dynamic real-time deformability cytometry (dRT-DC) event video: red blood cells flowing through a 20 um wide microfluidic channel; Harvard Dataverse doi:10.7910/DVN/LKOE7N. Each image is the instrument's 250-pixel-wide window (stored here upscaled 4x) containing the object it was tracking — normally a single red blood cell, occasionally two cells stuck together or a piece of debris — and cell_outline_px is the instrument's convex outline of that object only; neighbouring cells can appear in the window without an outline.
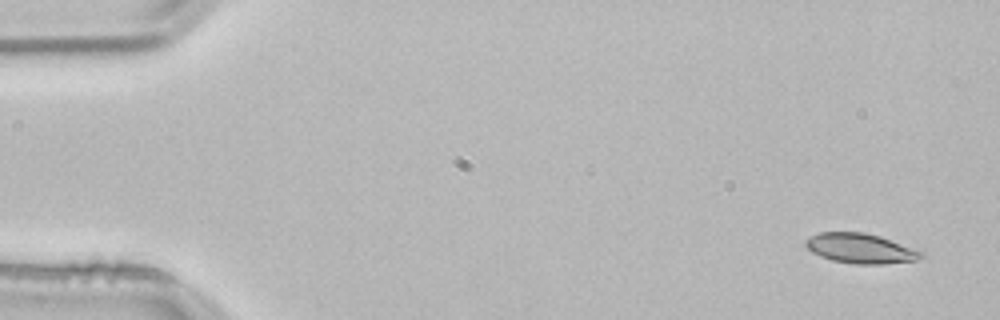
{"species": "common noctule bat (a hibernating species)", "species_latin": "Nyctalus noctula", "temperature_condition": "room temperature", "stored_images_in_passage": 51, "camera_frame_rate_fps": 3000, "um_per_image_px": 0.085, "animal": {"sex": "male", "body_mass_g": 21.5, "forearm_length_mm": 52.0}, "frame": {"image": 1, "passage_image": 1, "time_ms": 0.0, "image_size_px": [1000, 320], "cell_outline_px": [[924, 256], [916, 260], [884, 264], [856, 264], [832, 260], [820, 256], [812, 252], [804, 244], [804, 240], [808, 236], [820, 232], [864, 232], [880, 236], [924, 252]], "centroid_in_image_um": [73.11, 21.11], "position_along_channel_um": 11.9, "area_um2": 20.17}}
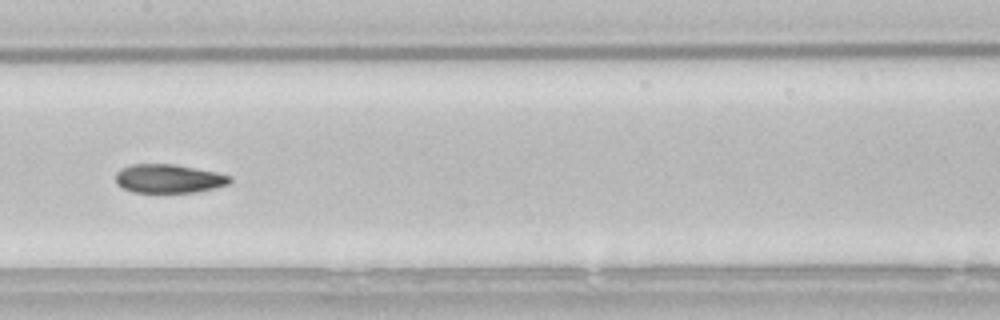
{"frame": {"image": 2, "passage_image": 25, "time_ms": 8.0, "image_size_px": [1000, 320], "cell_outline_px": [[232, 180], [228, 184], [216, 188], [196, 192], [132, 192], [116, 184], [116, 172], [120, 168], [132, 164], [176, 164], [216, 172], [232, 176]], "centroid_in_image_um": [14.35, 15.18], "position_along_channel_um": 193.1, "area_um2": 19.25}}
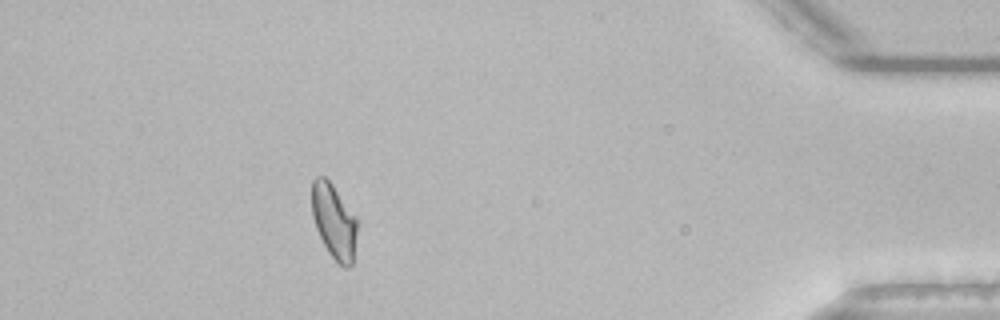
{"frame": {"image": 3, "passage_image": 46, "time_ms": 15.0, "image_size_px": [1000, 320], "cell_outline_px": [[356, 232], [352, 264], [348, 268], [344, 268], [328, 252], [316, 228], [312, 216], [312, 180], [316, 176], [324, 176], [332, 184], [356, 216]], "centroid_in_image_um": [28.37, 18.79], "position_along_channel_um": 406.8, "area_um2": 19.48}, "authors_computed_cell_mechanics": {"area_um2": 19.9988, "velocity_mm_per_s": 3.8238, "shape_relaxation_time_tau1_ms": 7.5743, "shape_relaxation_time_tau2_ms": 3.1205, "deformation_change_tau1": 0.1561, "deformation_change_tau2": 0.0662}}